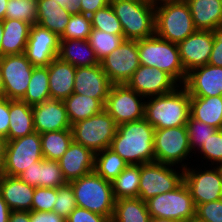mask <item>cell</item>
Masks as SVG:
<instances>
[{
    "mask_svg": "<svg viewBox=\"0 0 222 222\" xmlns=\"http://www.w3.org/2000/svg\"><path fill=\"white\" fill-rule=\"evenodd\" d=\"M44 159L58 161L73 141L71 129L40 134Z\"/></svg>",
    "mask_w": 222,
    "mask_h": 222,
    "instance_id": "cell-34",
    "label": "cell"
},
{
    "mask_svg": "<svg viewBox=\"0 0 222 222\" xmlns=\"http://www.w3.org/2000/svg\"><path fill=\"white\" fill-rule=\"evenodd\" d=\"M190 116L213 128L222 129V96L190 97Z\"/></svg>",
    "mask_w": 222,
    "mask_h": 222,
    "instance_id": "cell-30",
    "label": "cell"
},
{
    "mask_svg": "<svg viewBox=\"0 0 222 222\" xmlns=\"http://www.w3.org/2000/svg\"><path fill=\"white\" fill-rule=\"evenodd\" d=\"M194 222H222V199L196 205Z\"/></svg>",
    "mask_w": 222,
    "mask_h": 222,
    "instance_id": "cell-46",
    "label": "cell"
},
{
    "mask_svg": "<svg viewBox=\"0 0 222 222\" xmlns=\"http://www.w3.org/2000/svg\"><path fill=\"white\" fill-rule=\"evenodd\" d=\"M126 85L146 99L169 93L179 83L160 69L140 64Z\"/></svg>",
    "mask_w": 222,
    "mask_h": 222,
    "instance_id": "cell-16",
    "label": "cell"
},
{
    "mask_svg": "<svg viewBox=\"0 0 222 222\" xmlns=\"http://www.w3.org/2000/svg\"><path fill=\"white\" fill-rule=\"evenodd\" d=\"M183 86L190 97L222 96V67L206 64L187 73Z\"/></svg>",
    "mask_w": 222,
    "mask_h": 222,
    "instance_id": "cell-19",
    "label": "cell"
},
{
    "mask_svg": "<svg viewBox=\"0 0 222 222\" xmlns=\"http://www.w3.org/2000/svg\"><path fill=\"white\" fill-rule=\"evenodd\" d=\"M73 11L74 6H61L55 0H37L36 24L60 37Z\"/></svg>",
    "mask_w": 222,
    "mask_h": 222,
    "instance_id": "cell-25",
    "label": "cell"
},
{
    "mask_svg": "<svg viewBox=\"0 0 222 222\" xmlns=\"http://www.w3.org/2000/svg\"><path fill=\"white\" fill-rule=\"evenodd\" d=\"M58 2L61 6H74V3L76 0H55Z\"/></svg>",
    "mask_w": 222,
    "mask_h": 222,
    "instance_id": "cell-56",
    "label": "cell"
},
{
    "mask_svg": "<svg viewBox=\"0 0 222 222\" xmlns=\"http://www.w3.org/2000/svg\"><path fill=\"white\" fill-rule=\"evenodd\" d=\"M0 68L3 78V97L21 100L27 91L34 66L23 53L1 56Z\"/></svg>",
    "mask_w": 222,
    "mask_h": 222,
    "instance_id": "cell-13",
    "label": "cell"
},
{
    "mask_svg": "<svg viewBox=\"0 0 222 222\" xmlns=\"http://www.w3.org/2000/svg\"><path fill=\"white\" fill-rule=\"evenodd\" d=\"M124 40V35L110 34L105 31L92 29L88 41L101 62L114 49L118 48Z\"/></svg>",
    "mask_w": 222,
    "mask_h": 222,
    "instance_id": "cell-38",
    "label": "cell"
},
{
    "mask_svg": "<svg viewBox=\"0 0 222 222\" xmlns=\"http://www.w3.org/2000/svg\"><path fill=\"white\" fill-rule=\"evenodd\" d=\"M150 222H182V221L166 219V218H151Z\"/></svg>",
    "mask_w": 222,
    "mask_h": 222,
    "instance_id": "cell-57",
    "label": "cell"
},
{
    "mask_svg": "<svg viewBox=\"0 0 222 222\" xmlns=\"http://www.w3.org/2000/svg\"><path fill=\"white\" fill-rule=\"evenodd\" d=\"M111 86L101 64L76 68L73 93L98 99L105 106Z\"/></svg>",
    "mask_w": 222,
    "mask_h": 222,
    "instance_id": "cell-20",
    "label": "cell"
},
{
    "mask_svg": "<svg viewBox=\"0 0 222 222\" xmlns=\"http://www.w3.org/2000/svg\"><path fill=\"white\" fill-rule=\"evenodd\" d=\"M186 127L191 151H198L210 136L218 130L202 121L193 119L191 116H189Z\"/></svg>",
    "mask_w": 222,
    "mask_h": 222,
    "instance_id": "cell-42",
    "label": "cell"
},
{
    "mask_svg": "<svg viewBox=\"0 0 222 222\" xmlns=\"http://www.w3.org/2000/svg\"><path fill=\"white\" fill-rule=\"evenodd\" d=\"M104 109L117 125L139 121L144 119L145 98L126 84H112Z\"/></svg>",
    "mask_w": 222,
    "mask_h": 222,
    "instance_id": "cell-11",
    "label": "cell"
},
{
    "mask_svg": "<svg viewBox=\"0 0 222 222\" xmlns=\"http://www.w3.org/2000/svg\"><path fill=\"white\" fill-rule=\"evenodd\" d=\"M77 207L74 191L70 183L57 188L56 202L53 206V212L64 217L65 219Z\"/></svg>",
    "mask_w": 222,
    "mask_h": 222,
    "instance_id": "cell-44",
    "label": "cell"
},
{
    "mask_svg": "<svg viewBox=\"0 0 222 222\" xmlns=\"http://www.w3.org/2000/svg\"><path fill=\"white\" fill-rule=\"evenodd\" d=\"M209 166H222V129H218L198 150Z\"/></svg>",
    "mask_w": 222,
    "mask_h": 222,
    "instance_id": "cell-43",
    "label": "cell"
},
{
    "mask_svg": "<svg viewBox=\"0 0 222 222\" xmlns=\"http://www.w3.org/2000/svg\"><path fill=\"white\" fill-rule=\"evenodd\" d=\"M139 63L154 67L169 74L179 85H183L187 73L183 67L178 46L154 34L138 40Z\"/></svg>",
    "mask_w": 222,
    "mask_h": 222,
    "instance_id": "cell-3",
    "label": "cell"
},
{
    "mask_svg": "<svg viewBox=\"0 0 222 222\" xmlns=\"http://www.w3.org/2000/svg\"><path fill=\"white\" fill-rule=\"evenodd\" d=\"M8 4V0H0V20L5 19V11Z\"/></svg>",
    "mask_w": 222,
    "mask_h": 222,
    "instance_id": "cell-55",
    "label": "cell"
},
{
    "mask_svg": "<svg viewBox=\"0 0 222 222\" xmlns=\"http://www.w3.org/2000/svg\"><path fill=\"white\" fill-rule=\"evenodd\" d=\"M197 168L184 169V182L195 206L222 199V166H210L211 169L204 166V171Z\"/></svg>",
    "mask_w": 222,
    "mask_h": 222,
    "instance_id": "cell-14",
    "label": "cell"
},
{
    "mask_svg": "<svg viewBox=\"0 0 222 222\" xmlns=\"http://www.w3.org/2000/svg\"><path fill=\"white\" fill-rule=\"evenodd\" d=\"M5 19L22 20L31 25L37 21V0H8Z\"/></svg>",
    "mask_w": 222,
    "mask_h": 222,
    "instance_id": "cell-39",
    "label": "cell"
},
{
    "mask_svg": "<svg viewBox=\"0 0 222 222\" xmlns=\"http://www.w3.org/2000/svg\"><path fill=\"white\" fill-rule=\"evenodd\" d=\"M17 177L33 187L58 188L67 183L62 174L59 161L44 158L35 162L30 168H26Z\"/></svg>",
    "mask_w": 222,
    "mask_h": 222,
    "instance_id": "cell-23",
    "label": "cell"
},
{
    "mask_svg": "<svg viewBox=\"0 0 222 222\" xmlns=\"http://www.w3.org/2000/svg\"><path fill=\"white\" fill-rule=\"evenodd\" d=\"M35 187L18 177L0 174V194L11 211H31Z\"/></svg>",
    "mask_w": 222,
    "mask_h": 222,
    "instance_id": "cell-24",
    "label": "cell"
},
{
    "mask_svg": "<svg viewBox=\"0 0 222 222\" xmlns=\"http://www.w3.org/2000/svg\"><path fill=\"white\" fill-rule=\"evenodd\" d=\"M0 97H3V78H2L1 68H0Z\"/></svg>",
    "mask_w": 222,
    "mask_h": 222,
    "instance_id": "cell-59",
    "label": "cell"
},
{
    "mask_svg": "<svg viewBox=\"0 0 222 222\" xmlns=\"http://www.w3.org/2000/svg\"><path fill=\"white\" fill-rule=\"evenodd\" d=\"M8 222H30V212L11 211Z\"/></svg>",
    "mask_w": 222,
    "mask_h": 222,
    "instance_id": "cell-52",
    "label": "cell"
},
{
    "mask_svg": "<svg viewBox=\"0 0 222 222\" xmlns=\"http://www.w3.org/2000/svg\"><path fill=\"white\" fill-rule=\"evenodd\" d=\"M2 37H3V21L0 20V57H1V43H2Z\"/></svg>",
    "mask_w": 222,
    "mask_h": 222,
    "instance_id": "cell-58",
    "label": "cell"
},
{
    "mask_svg": "<svg viewBox=\"0 0 222 222\" xmlns=\"http://www.w3.org/2000/svg\"><path fill=\"white\" fill-rule=\"evenodd\" d=\"M150 162L140 165L139 198L146 202L177 188L184 181V169L180 166ZM181 168V171L177 168ZM179 171V172H178ZM181 172V173H180Z\"/></svg>",
    "mask_w": 222,
    "mask_h": 222,
    "instance_id": "cell-9",
    "label": "cell"
},
{
    "mask_svg": "<svg viewBox=\"0 0 222 222\" xmlns=\"http://www.w3.org/2000/svg\"><path fill=\"white\" fill-rule=\"evenodd\" d=\"M191 152L186 125L155 129L154 154L156 162L174 166L181 165L180 167L185 169L189 165L184 161L188 160L187 157L191 158L189 156Z\"/></svg>",
    "mask_w": 222,
    "mask_h": 222,
    "instance_id": "cell-10",
    "label": "cell"
},
{
    "mask_svg": "<svg viewBox=\"0 0 222 222\" xmlns=\"http://www.w3.org/2000/svg\"><path fill=\"white\" fill-rule=\"evenodd\" d=\"M34 130L39 133L71 129L64 101L49 99L32 106Z\"/></svg>",
    "mask_w": 222,
    "mask_h": 222,
    "instance_id": "cell-21",
    "label": "cell"
},
{
    "mask_svg": "<svg viewBox=\"0 0 222 222\" xmlns=\"http://www.w3.org/2000/svg\"><path fill=\"white\" fill-rule=\"evenodd\" d=\"M146 204L151 218L194 222L196 206L184 181L174 190L150 198Z\"/></svg>",
    "mask_w": 222,
    "mask_h": 222,
    "instance_id": "cell-8",
    "label": "cell"
},
{
    "mask_svg": "<svg viewBox=\"0 0 222 222\" xmlns=\"http://www.w3.org/2000/svg\"><path fill=\"white\" fill-rule=\"evenodd\" d=\"M110 4V0H76L74 11L91 16L97 10L105 8Z\"/></svg>",
    "mask_w": 222,
    "mask_h": 222,
    "instance_id": "cell-48",
    "label": "cell"
},
{
    "mask_svg": "<svg viewBox=\"0 0 222 222\" xmlns=\"http://www.w3.org/2000/svg\"><path fill=\"white\" fill-rule=\"evenodd\" d=\"M76 67L70 63L53 59L48 65L49 90L51 99L64 101L74 92Z\"/></svg>",
    "mask_w": 222,
    "mask_h": 222,
    "instance_id": "cell-26",
    "label": "cell"
},
{
    "mask_svg": "<svg viewBox=\"0 0 222 222\" xmlns=\"http://www.w3.org/2000/svg\"><path fill=\"white\" fill-rule=\"evenodd\" d=\"M147 1L153 4H158L164 1H173V0H147Z\"/></svg>",
    "mask_w": 222,
    "mask_h": 222,
    "instance_id": "cell-60",
    "label": "cell"
},
{
    "mask_svg": "<svg viewBox=\"0 0 222 222\" xmlns=\"http://www.w3.org/2000/svg\"><path fill=\"white\" fill-rule=\"evenodd\" d=\"M66 222H111L106 216L93 213L87 209L76 207L66 218Z\"/></svg>",
    "mask_w": 222,
    "mask_h": 222,
    "instance_id": "cell-47",
    "label": "cell"
},
{
    "mask_svg": "<svg viewBox=\"0 0 222 222\" xmlns=\"http://www.w3.org/2000/svg\"><path fill=\"white\" fill-rule=\"evenodd\" d=\"M124 39L140 40L155 34V4L147 0H110Z\"/></svg>",
    "mask_w": 222,
    "mask_h": 222,
    "instance_id": "cell-5",
    "label": "cell"
},
{
    "mask_svg": "<svg viewBox=\"0 0 222 222\" xmlns=\"http://www.w3.org/2000/svg\"><path fill=\"white\" fill-rule=\"evenodd\" d=\"M197 30L222 28V0H185Z\"/></svg>",
    "mask_w": 222,
    "mask_h": 222,
    "instance_id": "cell-27",
    "label": "cell"
},
{
    "mask_svg": "<svg viewBox=\"0 0 222 222\" xmlns=\"http://www.w3.org/2000/svg\"><path fill=\"white\" fill-rule=\"evenodd\" d=\"M11 209L0 194V222H8Z\"/></svg>",
    "mask_w": 222,
    "mask_h": 222,
    "instance_id": "cell-53",
    "label": "cell"
},
{
    "mask_svg": "<svg viewBox=\"0 0 222 222\" xmlns=\"http://www.w3.org/2000/svg\"><path fill=\"white\" fill-rule=\"evenodd\" d=\"M59 45L60 37L57 34L34 24L24 54L34 67H46L57 58Z\"/></svg>",
    "mask_w": 222,
    "mask_h": 222,
    "instance_id": "cell-17",
    "label": "cell"
},
{
    "mask_svg": "<svg viewBox=\"0 0 222 222\" xmlns=\"http://www.w3.org/2000/svg\"><path fill=\"white\" fill-rule=\"evenodd\" d=\"M57 188L35 187L31 211L50 212L53 211L56 202Z\"/></svg>",
    "mask_w": 222,
    "mask_h": 222,
    "instance_id": "cell-45",
    "label": "cell"
},
{
    "mask_svg": "<svg viewBox=\"0 0 222 222\" xmlns=\"http://www.w3.org/2000/svg\"><path fill=\"white\" fill-rule=\"evenodd\" d=\"M95 154L83 145L74 141L58 160L66 182L79 179L94 171Z\"/></svg>",
    "mask_w": 222,
    "mask_h": 222,
    "instance_id": "cell-22",
    "label": "cell"
},
{
    "mask_svg": "<svg viewBox=\"0 0 222 222\" xmlns=\"http://www.w3.org/2000/svg\"><path fill=\"white\" fill-rule=\"evenodd\" d=\"M129 164L110 148L95 153L94 172L112 182Z\"/></svg>",
    "mask_w": 222,
    "mask_h": 222,
    "instance_id": "cell-36",
    "label": "cell"
},
{
    "mask_svg": "<svg viewBox=\"0 0 222 222\" xmlns=\"http://www.w3.org/2000/svg\"><path fill=\"white\" fill-rule=\"evenodd\" d=\"M150 220L147 204L139 197L115 200L111 222H150Z\"/></svg>",
    "mask_w": 222,
    "mask_h": 222,
    "instance_id": "cell-32",
    "label": "cell"
},
{
    "mask_svg": "<svg viewBox=\"0 0 222 222\" xmlns=\"http://www.w3.org/2000/svg\"><path fill=\"white\" fill-rule=\"evenodd\" d=\"M91 31L92 24L90 16L73 11L60 39L88 40Z\"/></svg>",
    "mask_w": 222,
    "mask_h": 222,
    "instance_id": "cell-41",
    "label": "cell"
},
{
    "mask_svg": "<svg viewBox=\"0 0 222 222\" xmlns=\"http://www.w3.org/2000/svg\"><path fill=\"white\" fill-rule=\"evenodd\" d=\"M196 30L190 8L185 0L155 4V34L158 37L178 44Z\"/></svg>",
    "mask_w": 222,
    "mask_h": 222,
    "instance_id": "cell-4",
    "label": "cell"
},
{
    "mask_svg": "<svg viewBox=\"0 0 222 222\" xmlns=\"http://www.w3.org/2000/svg\"><path fill=\"white\" fill-rule=\"evenodd\" d=\"M146 100L144 118L155 129L185 126L188 122L190 95L183 85H179L169 93Z\"/></svg>",
    "mask_w": 222,
    "mask_h": 222,
    "instance_id": "cell-2",
    "label": "cell"
},
{
    "mask_svg": "<svg viewBox=\"0 0 222 222\" xmlns=\"http://www.w3.org/2000/svg\"><path fill=\"white\" fill-rule=\"evenodd\" d=\"M9 130L7 140L27 136L34 130L32 106L21 100H10Z\"/></svg>",
    "mask_w": 222,
    "mask_h": 222,
    "instance_id": "cell-31",
    "label": "cell"
},
{
    "mask_svg": "<svg viewBox=\"0 0 222 222\" xmlns=\"http://www.w3.org/2000/svg\"><path fill=\"white\" fill-rule=\"evenodd\" d=\"M57 57L76 68L100 64L89 41L83 39H60Z\"/></svg>",
    "mask_w": 222,
    "mask_h": 222,
    "instance_id": "cell-28",
    "label": "cell"
},
{
    "mask_svg": "<svg viewBox=\"0 0 222 222\" xmlns=\"http://www.w3.org/2000/svg\"><path fill=\"white\" fill-rule=\"evenodd\" d=\"M117 127L115 120L103 109L100 113L71 125L73 141L95 154L110 147Z\"/></svg>",
    "mask_w": 222,
    "mask_h": 222,
    "instance_id": "cell-7",
    "label": "cell"
},
{
    "mask_svg": "<svg viewBox=\"0 0 222 222\" xmlns=\"http://www.w3.org/2000/svg\"><path fill=\"white\" fill-rule=\"evenodd\" d=\"M48 80V66L34 67L27 91L21 101L34 106L51 99Z\"/></svg>",
    "mask_w": 222,
    "mask_h": 222,
    "instance_id": "cell-35",
    "label": "cell"
},
{
    "mask_svg": "<svg viewBox=\"0 0 222 222\" xmlns=\"http://www.w3.org/2000/svg\"><path fill=\"white\" fill-rule=\"evenodd\" d=\"M30 222H66V219L53 211H30Z\"/></svg>",
    "mask_w": 222,
    "mask_h": 222,
    "instance_id": "cell-51",
    "label": "cell"
},
{
    "mask_svg": "<svg viewBox=\"0 0 222 222\" xmlns=\"http://www.w3.org/2000/svg\"><path fill=\"white\" fill-rule=\"evenodd\" d=\"M7 142L8 140L5 137L0 136V174L5 164Z\"/></svg>",
    "mask_w": 222,
    "mask_h": 222,
    "instance_id": "cell-54",
    "label": "cell"
},
{
    "mask_svg": "<svg viewBox=\"0 0 222 222\" xmlns=\"http://www.w3.org/2000/svg\"><path fill=\"white\" fill-rule=\"evenodd\" d=\"M140 165H128L113 181L114 199L139 196Z\"/></svg>",
    "mask_w": 222,
    "mask_h": 222,
    "instance_id": "cell-37",
    "label": "cell"
},
{
    "mask_svg": "<svg viewBox=\"0 0 222 222\" xmlns=\"http://www.w3.org/2000/svg\"><path fill=\"white\" fill-rule=\"evenodd\" d=\"M100 64L112 84H126L140 66L138 40L124 39Z\"/></svg>",
    "mask_w": 222,
    "mask_h": 222,
    "instance_id": "cell-15",
    "label": "cell"
},
{
    "mask_svg": "<svg viewBox=\"0 0 222 222\" xmlns=\"http://www.w3.org/2000/svg\"><path fill=\"white\" fill-rule=\"evenodd\" d=\"M213 42L214 31L196 30L185 40L177 44L186 73L194 68L208 64L213 49Z\"/></svg>",
    "mask_w": 222,
    "mask_h": 222,
    "instance_id": "cell-18",
    "label": "cell"
},
{
    "mask_svg": "<svg viewBox=\"0 0 222 222\" xmlns=\"http://www.w3.org/2000/svg\"><path fill=\"white\" fill-rule=\"evenodd\" d=\"M154 132L145 118L120 124L109 148L129 165L154 162Z\"/></svg>",
    "mask_w": 222,
    "mask_h": 222,
    "instance_id": "cell-1",
    "label": "cell"
},
{
    "mask_svg": "<svg viewBox=\"0 0 222 222\" xmlns=\"http://www.w3.org/2000/svg\"><path fill=\"white\" fill-rule=\"evenodd\" d=\"M69 183L74 191L78 207L106 216L111 220L115 204L112 182L93 171Z\"/></svg>",
    "mask_w": 222,
    "mask_h": 222,
    "instance_id": "cell-6",
    "label": "cell"
},
{
    "mask_svg": "<svg viewBox=\"0 0 222 222\" xmlns=\"http://www.w3.org/2000/svg\"><path fill=\"white\" fill-rule=\"evenodd\" d=\"M41 137L36 131L7 142L5 164L1 174L17 177L26 168L43 159Z\"/></svg>",
    "mask_w": 222,
    "mask_h": 222,
    "instance_id": "cell-12",
    "label": "cell"
},
{
    "mask_svg": "<svg viewBox=\"0 0 222 222\" xmlns=\"http://www.w3.org/2000/svg\"><path fill=\"white\" fill-rule=\"evenodd\" d=\"M10 99L0 97V136L7 139L9 130Z\"/></svg>",
    "mask_w": 222,
    "mask_h": 222,
    "instance_id": "cell-50",
    "label": "cell"
},
{
    "mask_svg": "<svg viewBox=\"0 0 222 222\" xmlns=\"http://www.w3.org/2000/svg\"><path fill=\"white\" fill-rule=\"evenodd\" d=\"M208 64L222 67V28L214 31L213 49Z\"/></svg>",
    "mask_w": 222,
    "mask_h": 222,
    "instance_id": "cell-49",
    "label": "cell"
},
{
    "mask_svg": "<svg viewBox=\"0 0 222 222\" xmlns=\"http://www.w3.org/2000/svg\"><path fill=\"white\" fill-rule=\"evenodd\" d=\"M31 24L15 19L3 20L1 56L23 54L30 35Z\"/></svg>",
    "mask_w": 222,
    "mask_h": 222,
    "instance_id": "cell-29",
    "label": "cell"
},
{
    "mask_svg": "<svg viewBox=\"0 0 222 222\" xmlns=\"http://www.w3.org/2000/svg\"><path fill=\"white\" fill-rule=\"evenodd\" d=\"M92 29L105 31L110 34L123 35V29L121 23L116 16L111 4L97 10L90 16Z\"/></svg>",
    "mask_w": 222,
    "mask_h": 222,
    "instance_id": "cell-40",
    "label": "cell"
},
{
    "mask_svg": "<svg viewBox=\"0 0 222 222\" xmlns=\"http://www.w3.org/2000/svg\"><path fill=\"white\" fill-rule=\"evenodd\" d=\"M70 124L90 118L104 109L98 100L78 93H72L64 100Z\"/></svg>",
    "mask_w": 222,
    "mask_h": 222,
    "instance_id": "cell-33",
    "label": "cell"
}]
</instances>
